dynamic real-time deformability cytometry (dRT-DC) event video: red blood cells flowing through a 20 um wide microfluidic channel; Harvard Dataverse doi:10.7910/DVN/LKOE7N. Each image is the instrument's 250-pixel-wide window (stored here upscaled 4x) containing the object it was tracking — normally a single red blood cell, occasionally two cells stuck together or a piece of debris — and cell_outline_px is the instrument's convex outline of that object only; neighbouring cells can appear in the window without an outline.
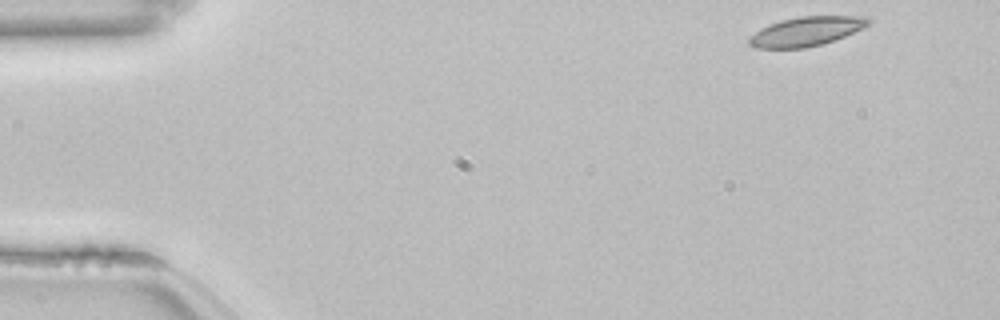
{"species": "common noctule bat (a hibernating species)", "species_latin": "Nyctalus noctula", "temperature_condition": "room temperature", "stored_images_in_passage": 50, "camera_frame_rate_fps": 3000, "um_per_image_px": 0.085, "animal": {"sex": "female", "body_mass_g": 22.7, "forearm_length_mm": 54.2}, "frame": {"image": 1, "passage_image": 1, "time_ms": 0.0, "image_size_px": [1000, 320], "cell_outline_px": [[872, 20], [868, 24], [836, 40], [824, 44], [804, 48], [756, 48], [748, 44], [748, 36], [760, 28], [768, 24], [780, 20], [800, 16], [868, 16]], "centroid_in_image_um": [68.48, 2.67], "position_along_channel_um": 16.5, "area_um2": 20.46}}
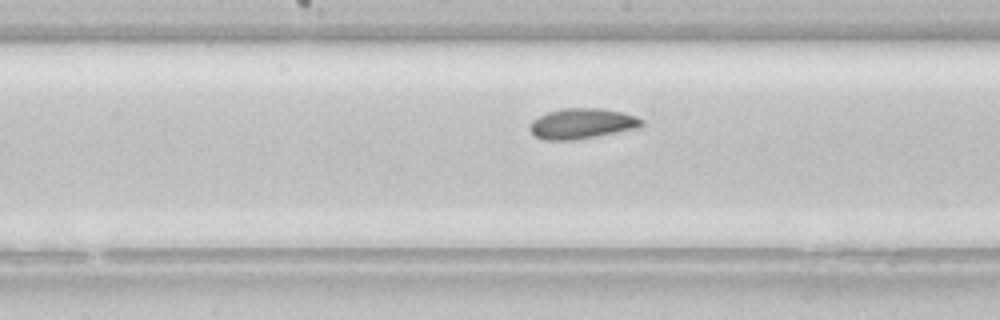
{"frame": {"image": 2, "passage_image": 24, "time_ms": 7.667, "image_size_px": [1000, 320], "cell_outline_px": [[644, 124], [640, 128], [572, 140], [544, 140], [536, 136], [528, 128], [532, 120], [548, 112], [564, 108], [600, 108], [620, 112], [636, 116], [644, 120]], "centroid_in_image_um": [49.48, 10.5], "position_along_channel_um": 198.7, "area_um2": 19.71}}
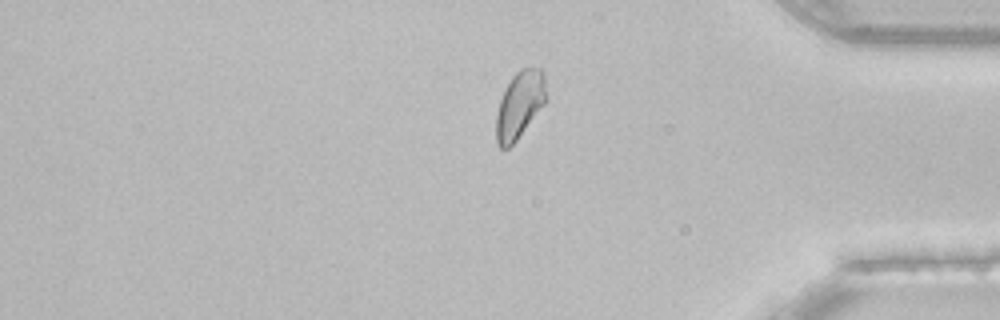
{"frame": {"image": 3, "passage_image": 41, "time_ms": 13.333, "image_size_px": [1000, 320], "cell_outline_px": [[548, 100], [516, 140], [508, 148], [500, 148], [496, 144], [496, 116], [500, 100], [512, 76], [520, 68], [540, 68], [544, 72]], "centroid_in_image_um": [44.19, 8.9], "position_along_channel_um": 391.0, "area_um2": 19.59}, "authors_computed_cell_mechanics": {"area_um2": 20.1722, "velocity_mm_per_s": 3.8147, "shape_relaxation_time_tau1_ms": 4.2445, "shape_relaxation_time_tau2_ms": 1.4426, "deformation_change_tau1": 0.0677, "deformation_change_tau2": 0.0501}}